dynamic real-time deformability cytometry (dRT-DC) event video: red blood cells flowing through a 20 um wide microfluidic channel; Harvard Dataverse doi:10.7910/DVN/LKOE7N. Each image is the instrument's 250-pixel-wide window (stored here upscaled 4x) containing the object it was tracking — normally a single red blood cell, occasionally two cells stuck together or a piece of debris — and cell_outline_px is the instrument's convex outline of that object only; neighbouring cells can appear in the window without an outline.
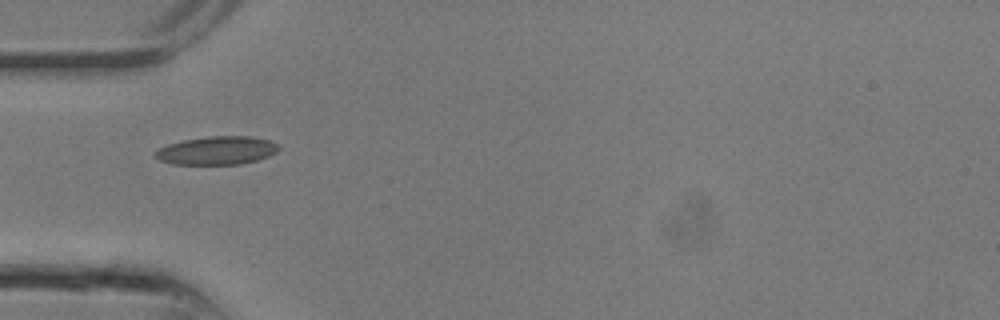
{"species": "common noctule bat (a hibernating species)", "species_latin": "Nyctalus noctula", "temperature_condition": "room temperature", "stored_images_in_passage": 18, "camera_frame_rate_fps": 3000, "um_per_image_px": 0.085, "animal": {"sex": "male", "body_mass_g": 13.3}, "frame": {"image": 1, "passage_image": 1, "time_ms": 0.0, "image_size_px": [1000, 320], "cell_outline_px": [[280, 148], [276, 152], [268, 156], [256, 160], [240, 164], [172, 164], [160, 160], [156, 156], [156, 152], [160, 148], [168, 144], [184, 140], [208, 136], [252, 136], [268, 140], [276, 144]], "centroid_in_image_um": [18.45, 12.79], "position_along_channel_um": 66.5, "area_um2": 20.11}}
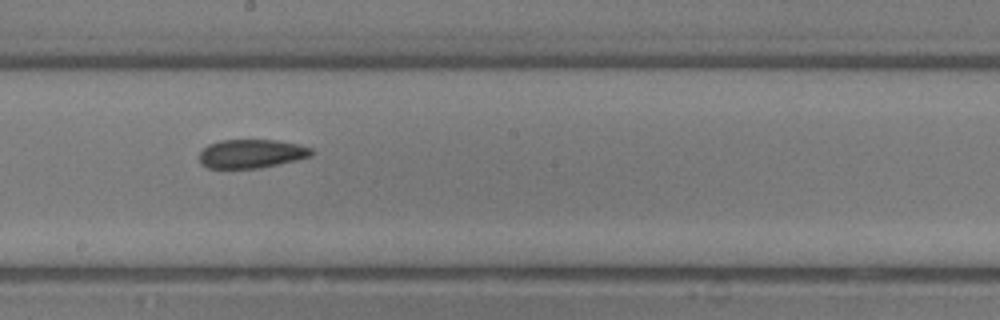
{"frame": {"image": 2, "passage_image": 7, "time_ms": 2.0, "image_size_px": [1000, 320], "cell_outline_px": [[316, 152], [312, 156], [296, 160], [260, 168], [208, 168], [200, 164], [200, 152], [208, 144], [220, 140], [276, 140], [300, 144], [312, 148]], "centroid_in_image_um": [21.4, 13.06], "position_along_channel_um": 226.8, "area_um2": 18.96}}
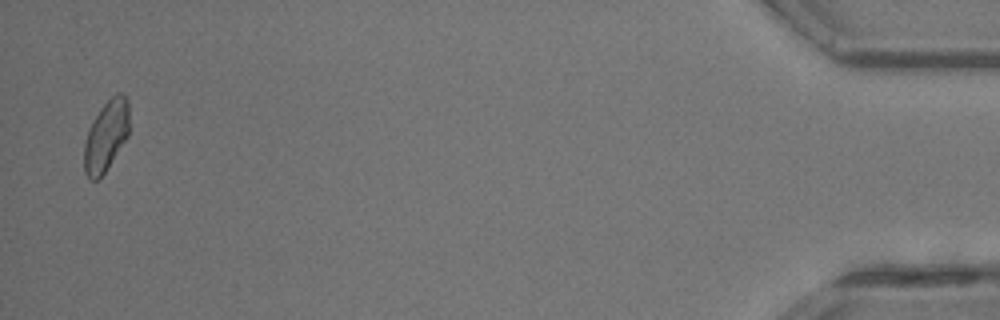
{"frame": {"image": 3, "passage_image": 18, "time_ms": 5.667, "image_size_px": [1000, 320], "cell_outline_px": [[128, 136], [104, 172], [96, 180], [88, 180], [84, 172], [84, 144], [88, 132], [100, 108], [116, 92], [124, 92], [128, 96]], "centroid_in_image_um": [9.02, 11.52], "position_along_channel_um": 426.2, "area_um2": 18.38}}